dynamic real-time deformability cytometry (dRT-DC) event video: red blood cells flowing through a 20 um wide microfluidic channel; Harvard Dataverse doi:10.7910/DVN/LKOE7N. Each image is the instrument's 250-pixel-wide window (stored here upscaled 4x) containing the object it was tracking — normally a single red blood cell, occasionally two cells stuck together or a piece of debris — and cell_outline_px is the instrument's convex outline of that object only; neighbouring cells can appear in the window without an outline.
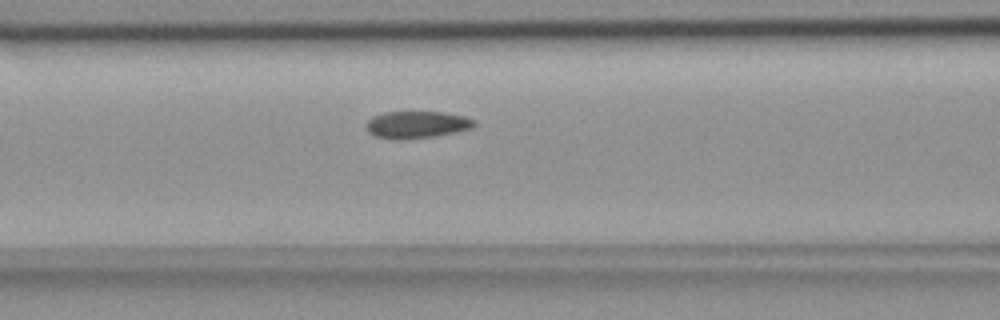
{"species": "common noctule bat (a hibernating species)", "species_latin": "Nyctalus noctula", "temperature_condition": "room temperature", "stored_images_in_passage": 40, "camera_frame_rate_fps": 3000, "um_per_image_px": 0.085, "animal": {"sex": "female", "body_mass_g": 18.4}, "frame": {"image": 1, "passage_image": 10, "time_ms": 3.0, "image_size_px": [1000, 320], "cell_outline_px": [[476, 124], [472, 128], [456, 132], [436, 136], [404, 140], [396, 140], [376, 136], [368, 132], [364, 124], [372, 116], [384, 112], [444, 112], [464, 116], [476, 120]], "centroid_in_image_um": [35.42, 10.6], "position_along_channel_um": 131.2, "area_um2": 17.34}}
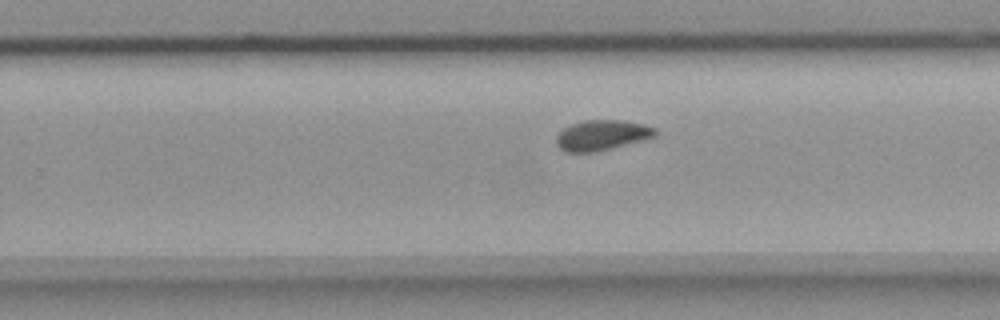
{"frame": {"image": 2, "passage_image": 22, "time_ms": 7.0, "image_size_px": [1000, 320], "cell_outline_px": [[656, 136], [612, 148], [596, 152], [564, 152], [556, 144], [556, 136], [564, 128], [572, 124], [584, 120], [620, 120], [644, 124], [656, 128]], "centroid_in_image_um": [51.14, 11.49], "position_along_channel_um": 278.7, "area_um2": 17.4}}
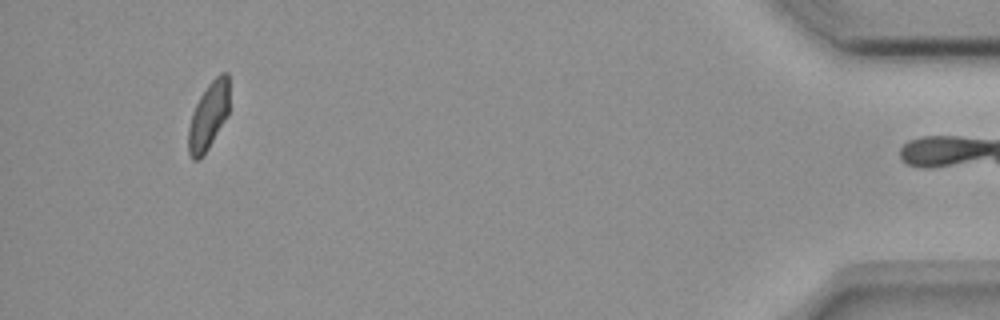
{"frame": {"image": 3, "passage_image": 39, "time_ms": 12.667, "image_size_px": [1000, 320], "cell_outline_px": [[228, 116], [208, 148], [200, 160], [192, 160], [188, 152], [188, 128], [192, 112], [200, 96], [208, 84], [220, 72], [228, 72]], "centroid_in_image_um": [17.71, 9.87], "position_along_channel_um": 417.5, "area_um2": 16.13}, "authors_computed_cell_mechanics": {"area_um2": 17.3111, "velocity_mm_per_s": 3.6972, "shape_relaxation_time_tau1_ms": null, "shape_relaxation_time_tau2_ms": 4.0309, "deformation_change_tau1": null, "deformation_change_tau2": 0.0709}}